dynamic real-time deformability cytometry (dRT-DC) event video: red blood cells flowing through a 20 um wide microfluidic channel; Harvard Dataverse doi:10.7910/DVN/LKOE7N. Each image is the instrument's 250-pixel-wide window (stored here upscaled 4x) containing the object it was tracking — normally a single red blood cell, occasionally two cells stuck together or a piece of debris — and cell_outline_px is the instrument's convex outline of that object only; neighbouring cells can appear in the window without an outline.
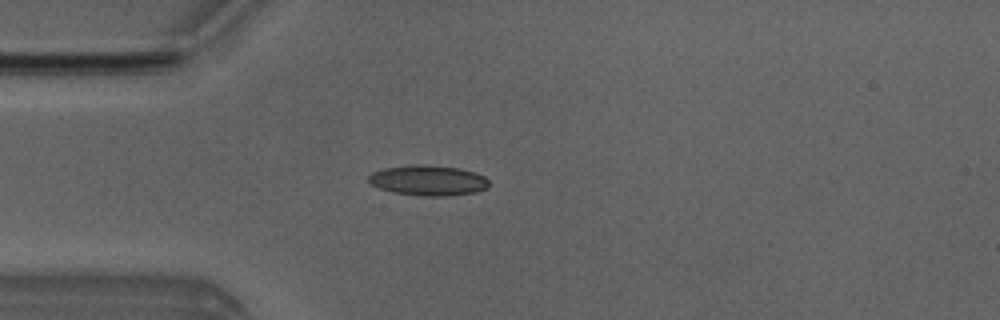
{"species": "Egyptian fruit bat (a non-hibernating species)", "species_latin": "Rousettus aegyptiacus", "temperature_condition": "room temperature", "stored_images_in_passage": 3, "camera_frame_rate_fps": 3000, "um_per_image_px": 0.085, "animal": {"sex": "male"}, "frame": {"image": 1, "passage_image": 3, "time_ms": 2.333, "image_size_px": [1000, 320], "cell_outline_px": [[488, 188], [476, 192], [448, 196], [420, 196], [392, 192], [380, 188], [372, 184], [368, 180], [368, 176], [372, 172], [384, 168], [416, 164], [424, 164], [460, 168], [484, 176], [488, 180]], "centroid_in_image_um": [36.39, 15.34], "position_along_channel_um": 48.6, "area_um2": 21.33}}